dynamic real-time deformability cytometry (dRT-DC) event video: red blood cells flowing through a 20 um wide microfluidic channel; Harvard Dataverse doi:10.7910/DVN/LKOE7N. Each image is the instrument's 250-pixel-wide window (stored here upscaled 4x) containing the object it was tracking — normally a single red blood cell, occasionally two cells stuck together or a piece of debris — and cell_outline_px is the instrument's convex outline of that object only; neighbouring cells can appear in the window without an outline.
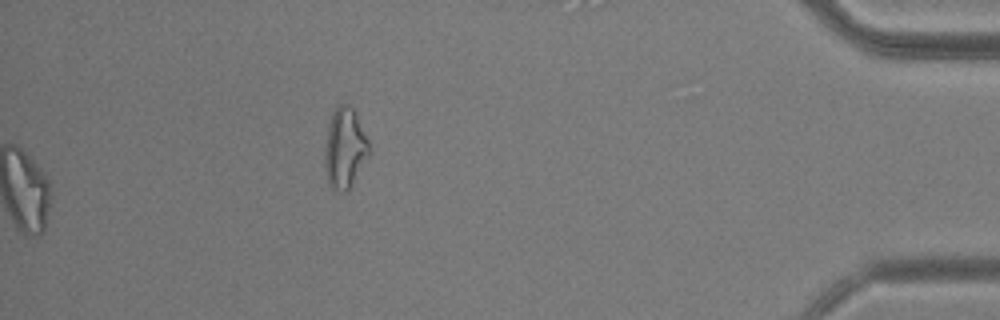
{"species": "common noctule bat (a hibernating species)", "species_latin": "Nyctalus noctula", "temperature_condition": "warm", "stored_images_in_passage": 54, "camera_frame_rate_fps": 3000, "um_per_image_px": 0.085, "animal": {"sex": "male", "body_mass_g": 20.5, "forearm_length_mm": 52.5}, "frame": {"image": 1, "passage_image": 54, "time_ms": 17.667, "image_size_px": [1000, 320], "cell_outline_px": [[372, 152], [348, 188], [344, 192], [340, 192], [332, 188], [328, 184], [324, 168], [324, 144], [328, 124], [332, 112], [340, 104], [348, 104], [356, 112], [368, 140]], "centroid_in_image_um": [29.29, 12.58], "position_along_channel_um": 405.9, "area_um2": 21.04}, "authors_computed_cell_mechanics": {"area_um2": 19.074, "velocity_mm_per_s": 3.7399, "shape_relaxation_time_tau1_ms": 5.1887, "shape_relaxation_time_tau2_ms": 2.3505, "deformation_change_tau1": 0.1979, "deformation_change_tau2": 0.1196}}